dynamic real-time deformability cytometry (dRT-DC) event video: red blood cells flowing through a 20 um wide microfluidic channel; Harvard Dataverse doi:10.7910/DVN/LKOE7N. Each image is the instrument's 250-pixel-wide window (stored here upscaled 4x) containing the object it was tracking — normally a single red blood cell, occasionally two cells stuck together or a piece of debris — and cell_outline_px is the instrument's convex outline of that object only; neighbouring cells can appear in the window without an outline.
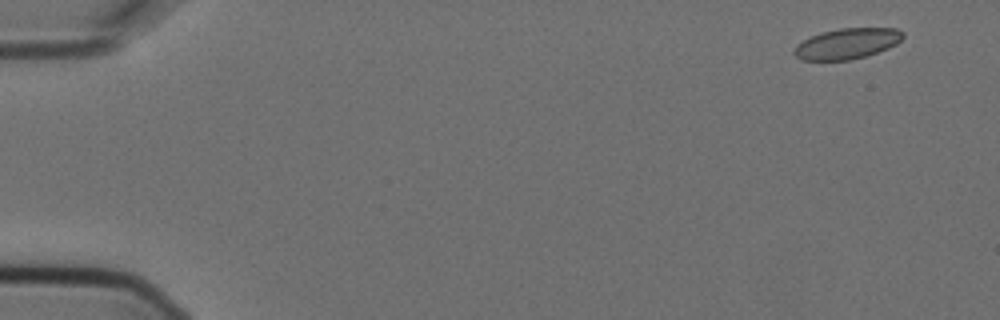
{"species": "Egyptian fruit bat (a non-hibernating species)", "species_latin": "Rousettus aegyptiacus", "temperature_condition": "cold", "stored_images_in_passage": 5, "camera_frame_rate_fps": 3000, "um_per_image_px": 0.085, "animal": {"sex": "female"}, "frame": {"image": 1, "passage_image": 1, "time_ms": 0.0, "image_size_px": [1000, 320], "cell_outline_px": [[904, 36], [896, 44], [888, 48], [864, 56], [848, 60], [800, 60], [792, 52], [796, 44], [820, 32], [840, 28], [896, 28], [904, 32]], "centroid_in_image_um": [71.98, 3.7], "position_along_channel_um": 13.0, "area_um2": 19.36}}
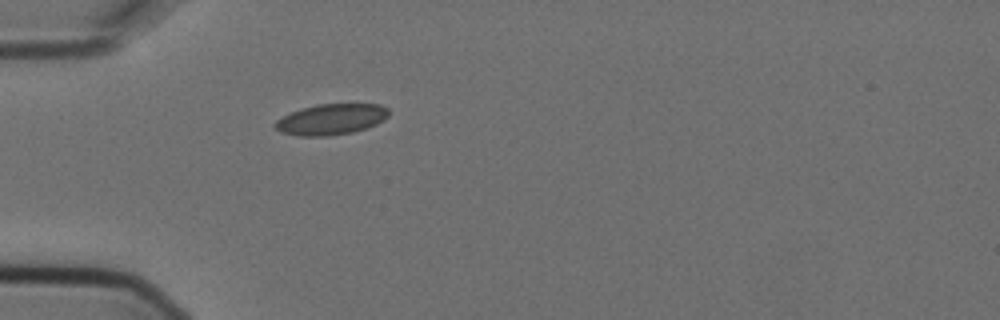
{"frame": {"image": 2, "passage_image": 5, "time_ms": 1.333, "image_size_px": [1000, 320], "cell_outline_px": [[388, 116], [384, 120], [376, 124], [352, 132], [324, 136], [300, 136], [280, 132], [272, 124], [276, 120], [300, 108], [316, 104], [380, 104], [388, 108]], "centroid_in_image_um": [28.13, 10.13], "position_along_channel_um": 56.9, "area_um2": 20.35}}